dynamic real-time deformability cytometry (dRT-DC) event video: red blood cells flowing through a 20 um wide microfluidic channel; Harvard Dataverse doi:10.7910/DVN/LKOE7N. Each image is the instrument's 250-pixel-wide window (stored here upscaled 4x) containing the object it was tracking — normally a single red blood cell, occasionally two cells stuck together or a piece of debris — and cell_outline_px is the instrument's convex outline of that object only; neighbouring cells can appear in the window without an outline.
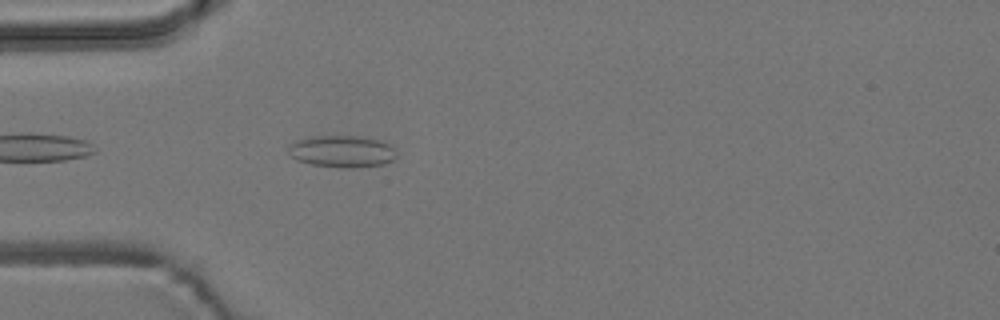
{"species": "common noctule bat (a hibernating species)", "species_latin": "Nyctalus noctula", "temperature_condition": "room temperature", "stored_images_in_passage": 17, "camera_frame_rate_fps": 3000, "um_per_image_px": 0.085, "animal": {"sex": "male", "body_mass_g": 19.2, "forearm_length_mm": 51.8}, "frame": {"image": 1, "passage_image": 3, "time_ms": 0.667, "image_size_px": [1000, 320], "cell_outline_px": [[396, 156], [392, 160], [384, 164], [352, 168], [340, 168], [312, 164], [296, 160], [288, 152], [288, 144], [296, 140], [312, 136], [360, 136], [380, 140], [388, 144], [396, 152]], "centroid_in_image_um": [29.04, 12.87], "position_along_channel_um": 56.0, "area_um2": 20.17}}
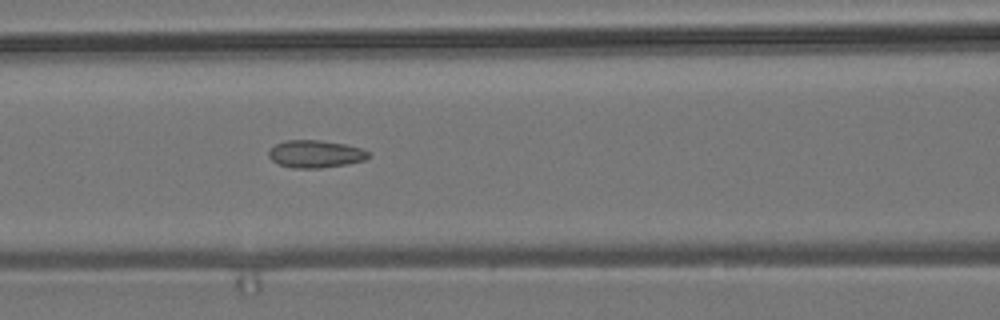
{"frame": {"image": 2, "passage_image": 10, "time_ms": 3.0, "image_size_px": [1000, 320], "cell_outline_px": [[368, 156], [364, 160], [348, 164], [320, 168], [292, 168], [276, 164], [268, 156], [268, 152], [276, 144], [284, 140], [320, 140], [344, 144], [360, 148], [368, 152]], "centroid_in_image_um": [26.76, 13.09], "position_along_channel_um": 139.8, "area_um2": 15.95}}